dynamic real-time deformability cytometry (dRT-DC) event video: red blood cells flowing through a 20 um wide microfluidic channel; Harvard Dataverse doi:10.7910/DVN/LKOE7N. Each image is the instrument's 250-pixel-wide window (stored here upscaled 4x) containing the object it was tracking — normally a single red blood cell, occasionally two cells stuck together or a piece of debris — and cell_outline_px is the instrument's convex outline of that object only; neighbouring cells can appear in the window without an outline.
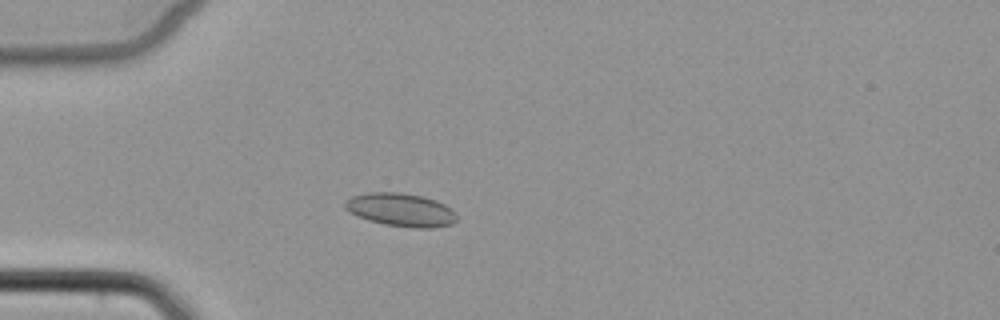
{"species": "common noctule bat (a hibernating species)", "species_latin": "Nyctalus noctula", "temperature_condition": "cold", "stored_images_in_passage": 4, "camera_frame_rate_fps": 3000, "um_per_image_px": 0.085, "animal": {"sex": "female", "body_mass_g": 22.7, "forearm_length_mm": 54.2}, "frame": {"image": 1, "passage_image": 4, "time_ms": 3.667, "image_size_px": [1000, 320], "cell_outline_px": [[456, 220], [452, 224], [432, 228], [416, 228], [384, 224], [368, 220], [356, 216], [348, 212], [344, 208], [344, 200], [352, 196], [368, 192], [400, 192], [420, 196], [436, 200], [452, 208], [456, 212]], "centroid_in_image_um": [34.04, 17.83], "position_along_channel_um": 51.0, "area_um2": 21.85}}